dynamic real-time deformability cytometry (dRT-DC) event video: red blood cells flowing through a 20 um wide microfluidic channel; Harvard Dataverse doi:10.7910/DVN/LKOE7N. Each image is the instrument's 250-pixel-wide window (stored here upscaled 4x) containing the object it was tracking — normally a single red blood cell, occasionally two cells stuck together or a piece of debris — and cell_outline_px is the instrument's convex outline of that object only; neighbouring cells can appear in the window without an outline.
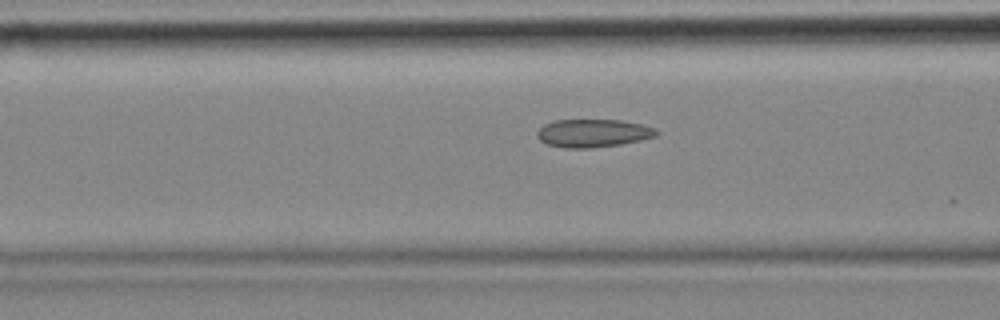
{"species": "common noctule bat (a hibernating species)", "species_latin": "Nyctalus noctula", "temperature_condition": "cold", "stored_images_in_passage": 57, "camera_frame_rate_fps": 3000, "um_per_image_px": 0.085, "animal": {"sex": "female", "body_mass_g": 18.4}, "frame": {"image": 1, "passage_image": 22, "time_ms": 7.0, "image_size_px": [1000, 320], "cell_outline_px": [[660, 132], [656, 136], [640, 140], [620, 144], [592, 148], [564, 148], [548, 144], [540, 140], [536, 136], [536, 132], [544, 124], [556, 120], [620, 120], [644, 124]], "centroid_in_image_um": [50.4, 11.32], "position_along_channel_um": 116.2, "area_um2": 19.48}}
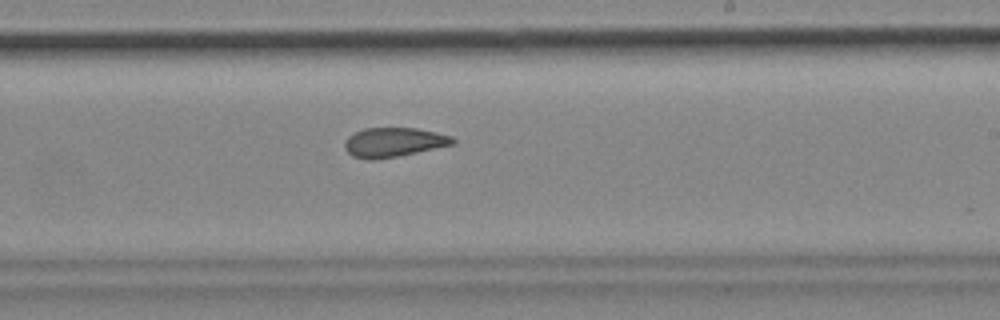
{"frame": {"image": 2, "passage_image": 34, "time_ms": 11.0, "image_size_px": [1000, 320], "cell_outline_px": [[456, 144], [396, 156], [372, 160], [368, 160], [352, 156], [344, 148], [344, 140], [348, 136], [364, 128], [416, 128], [436, 132], [452, 136], [456, 140]], "centroid_in_image_um": [33.46, 12.09], "position_along_channel_um": 255.5, "area_um2": 18.5}}
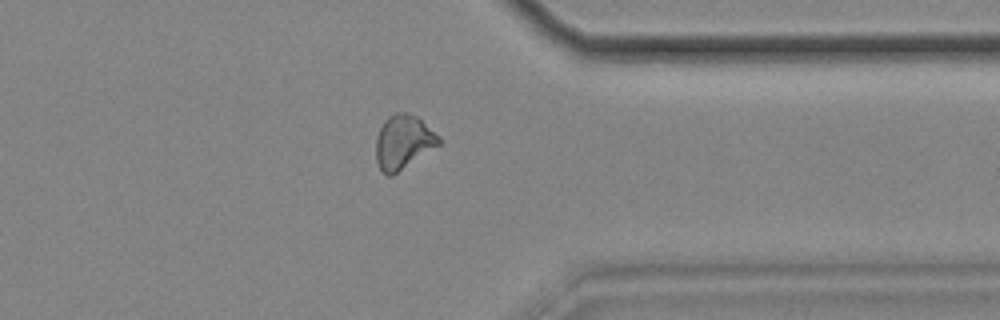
{"frame": {"image": 3, "passage_image": 45, "time_ms": 14.667, "image_size_px": [1000, 320], "cell_outline_px": [[440, 144], [392, 176], [388, 176], [380, 168], [376, 160], [376, 136], [384, 120], [388, 116], [396, 112], [404, 112], [416, 116], [440, 136]], "centroid_in_image_um": [34.26, 12.06], "position_along_channel_um": 377.1, "area_um2": 19.65}, "authors_computed_cell_mechanics": {"area_um2": 19.5942, "velocity_mm_per_s": 3.4915, "shape_relaxation_time_tau1_ms": null, "shape_relaxation_time_tau2_ms": 1.9413, "deformation_change_tau1": null, "deformation_change_tau2": 0.0622}}